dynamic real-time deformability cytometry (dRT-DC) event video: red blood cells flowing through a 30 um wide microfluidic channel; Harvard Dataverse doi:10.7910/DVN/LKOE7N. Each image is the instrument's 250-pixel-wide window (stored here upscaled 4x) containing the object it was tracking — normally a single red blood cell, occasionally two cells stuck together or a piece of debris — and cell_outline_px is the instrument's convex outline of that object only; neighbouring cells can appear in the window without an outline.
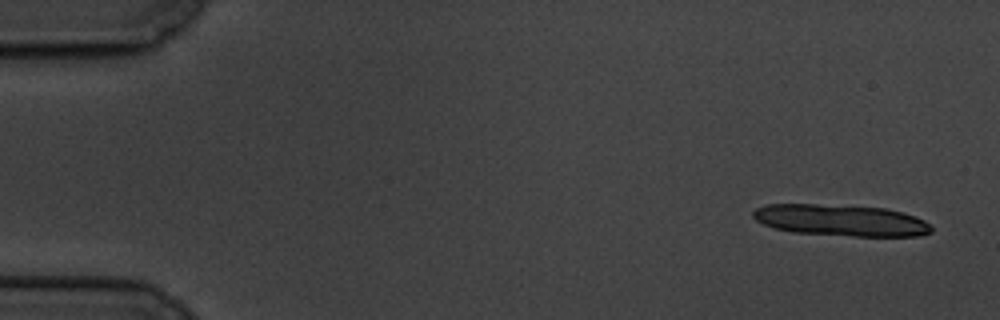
{"species": "common noctule bat (a hibernating species)", "species_latin": "Nyctalus noctula", "temperature_condition": "cold", "stored_images_in_passage": 9, "camera_frame_rate_fps": 3000, "um_per_image_px": 0.085, "animal": {"sex": "male", "body_mass_g": 19.5, "forearm_length_mm": 54.6}, "frame": {"image": 1, "passage_image": 1, "time_ms": 0.0, "image_size_px": [1000, 320], "cell_outline_px": [[932, 232], [920, 236], [852, 236], [792, 232], [776, 228], [764, 224], [756, 220], [752, 216], [752, 212], [756, 208], [768, 204], [816, 204], [884, 208], [904, 212], [916, 216], [924, 220], [932, 228]], "centroid_in_image_um": [71.49, 18.72], "position_along_channel_um": 13.5, "area_um2": 32.66}}
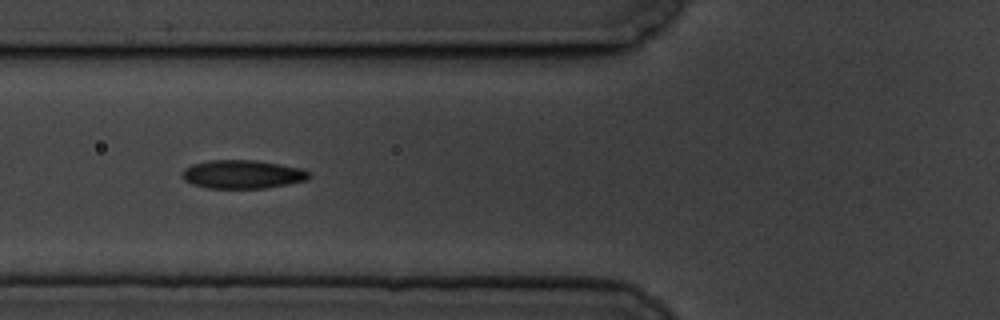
{"frame": {"image": 2, "passage_image": 6, "time_ms": 6.667, "image_size_px": [1000, 320], "cell_outline_px": [[308, 176], [304, 180], [288, 184], [264, 188], [208, 188], [192, 184], [184, 180], [180, 176], [180, 172], [184, 168], [192, 164], [208, 160], [256, 160], [304, 168], [308, 172]], "centroid_in_image_um": [20.54, 14.81], "position_along_channel_um": 105.3, "area_um2": 21.15}}
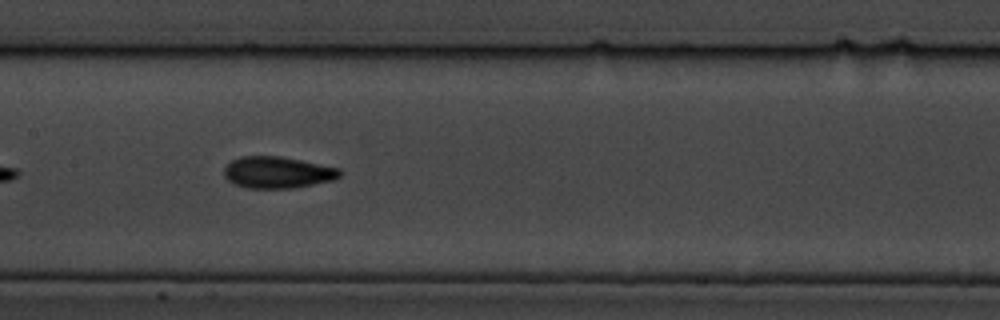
{"frame": {"image": 3, "passage_image": 8, "time_ms": 9.0, "image_size_px": [1000, 320], "cell_outline_px": [[340, 176], [332, 180], [292, 188], [248, 188], [232, 184], [224, 176], [224, 168], [232, 160], [240, 156], [280, 156], [340, 168]], "centroid_in_image_um": [23.54, 14.65], "position_along_channel_um": 183.9, "area_um2": 21.21}}